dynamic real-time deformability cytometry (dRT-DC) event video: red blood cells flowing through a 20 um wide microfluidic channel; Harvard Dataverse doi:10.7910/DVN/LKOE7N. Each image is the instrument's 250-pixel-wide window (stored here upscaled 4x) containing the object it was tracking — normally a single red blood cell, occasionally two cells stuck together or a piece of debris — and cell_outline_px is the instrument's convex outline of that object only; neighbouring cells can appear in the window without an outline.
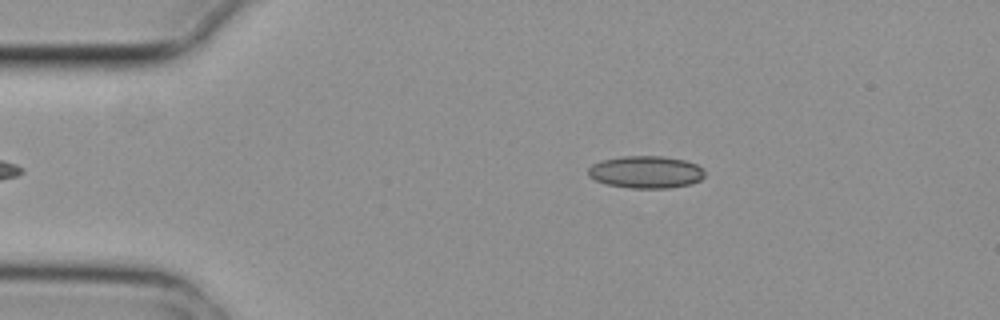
{"species": "common noctule bat (a hibernating species)", "species_latin": "Nyctalus noctula", "temperature_condition": "cold", "stored_images_in_passage": 2, "camera_frame_rate_fps": 3000, "um_per_image_px": 0.085, "animal": {"sex": "female", "body_mass_g": 29.2, "forearm_length_mm": 56.3}, "frame": {"image": 1, "passage_image": 2, "time_ms": 0.333, "image_size_px": [1000, 320], "cell_outline_px": [[704, 176], [700, 180], [692, 184], [668, 188], [628, 188], [608, 184], [596, 180], [588, 176], [588, 168], [592, 164], [604, 160], [624, 156], [664, 156], [684, 160], [696, 164], [704, 172]], "centroid_in_image_um": [54.9, 14.63], "position_along_channel_um": 30.1, "area_um2": 21.85}}